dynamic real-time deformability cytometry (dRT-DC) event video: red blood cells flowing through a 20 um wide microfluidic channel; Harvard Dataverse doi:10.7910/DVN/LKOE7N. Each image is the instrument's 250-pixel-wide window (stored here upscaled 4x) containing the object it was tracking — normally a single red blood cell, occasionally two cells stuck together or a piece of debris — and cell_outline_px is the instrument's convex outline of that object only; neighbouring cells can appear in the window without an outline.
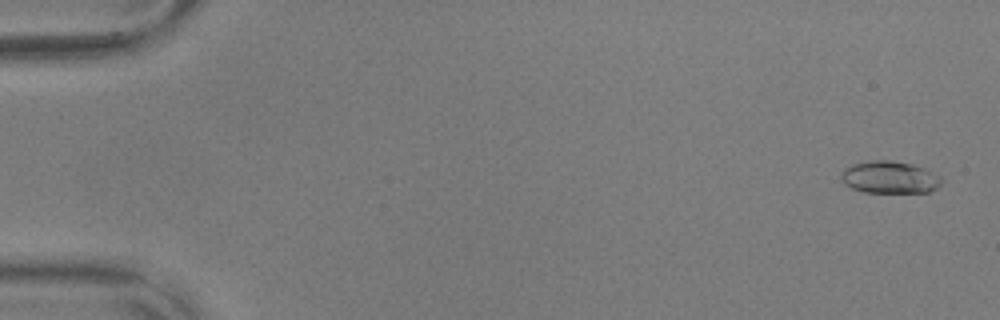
{"species": "common noctule bat (a hibernating species)", "species_latin": "Nyctalus noctula", "temperature_condition": "warm", "stored_images_in_passage": 56, "camera_frame_rate_fps": 3000, "um_per_image_px": 0.085, "animal": {"sex": "male", "body_mass_g": 17.9, "forearm_length_mm": 54.2}, "frame": {"image": 1, "passage_image": 2, "time_ms": 0.333, "image_size_px": [1000, 320], "cell_outline_px": [[940, 184], [936, 188], [928, 192], [864, 192], [852, 188], [844, 184], [840, 176], [844, 168], [852, 164], [868, 160], [888, 160], [912, 164], [924, 168], [940, 176]], "centroid_in_image_um": [75.58, 15.06], "position_along_channel_um": 9.4, "area_um2": 18.79}}
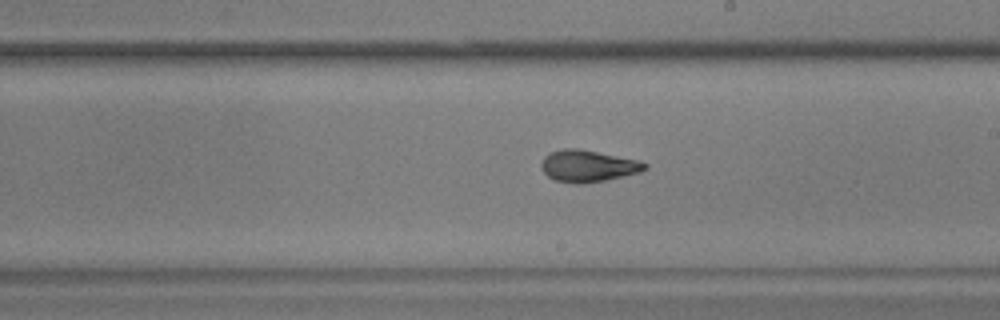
{"frame": {"image": 2, "passage_image": 33, "time_ms": 10.667, "image_size_px": [1000, 320], "cell_outline_px": [[648, 168], [640, 172], [624, 176], [604, 180], [580, 184], [576, 184], [556, 180], [548, 176], [540, 168], [540, 164], [544, 156], [548, 152], [564, 148], [576, 148], [640, 160], [648, 164]], "centroid_in_image_um": [49.97, 14.1], "position_along_channel_um": 239.0, "area_um2": 19.25}}
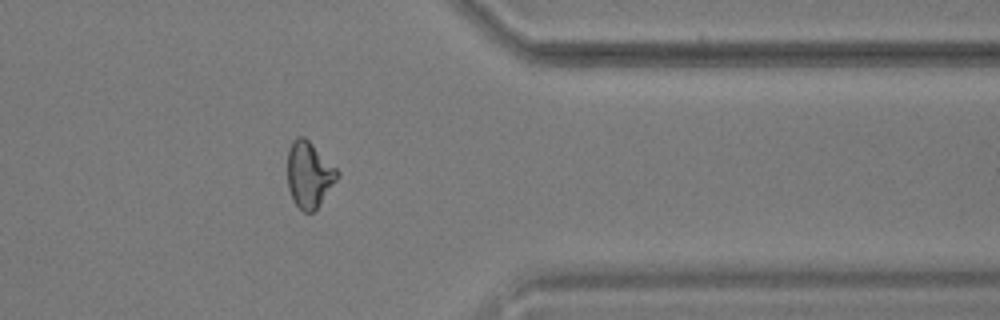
{"frame": {"image": 3, "passage_image": 46, "time_ms": 15.0, "image_size_px": [1000, 320], "cell_outline_px": [[340, 176], [316, 208], [312, 212], [304, 212], [292, 200], [288, 188], [288, 148], [292, 140], [296, 136], [304, 136], [340, 172]], "centroid_in_image_um": [26.26, 14.82], "position_along_channel_um": 385.1, "area_um2": 19.02}, "authors_computed_cell_mechanics": {"area_um2": 18.7561, "velocity_mm_per_s": 3.6167, "shape_relaxation_time_tau1_ms": 5.6325, "shape_relaxation_time_tau2_ms": 2.2975, "deformation_change_tau1": 0.162, "deformation_change_tau2": 0.0932}}